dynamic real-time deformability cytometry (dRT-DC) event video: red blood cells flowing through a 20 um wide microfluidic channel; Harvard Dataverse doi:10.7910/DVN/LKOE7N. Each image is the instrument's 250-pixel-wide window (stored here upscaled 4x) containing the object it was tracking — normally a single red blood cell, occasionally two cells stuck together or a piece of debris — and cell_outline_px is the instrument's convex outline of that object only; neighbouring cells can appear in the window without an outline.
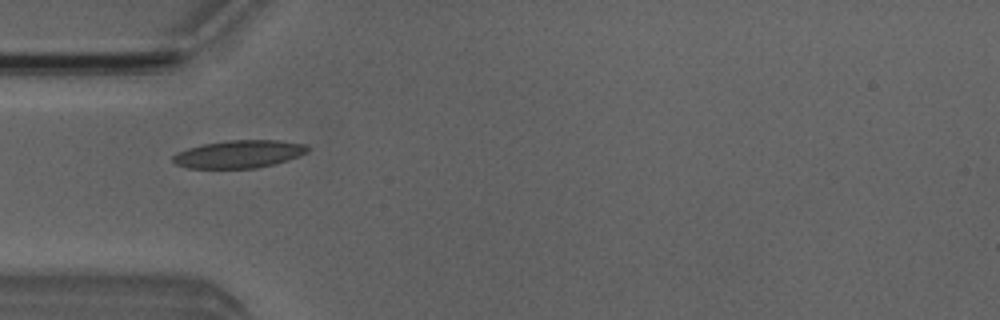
{"species": "Egyptian fruit bat (a non-hibernating species)", "species_latin": "Rousettus aegyptiacus", "temperature_condition": "room temperature", "stored_images_in_passage": 7, "camera_frame_rate_fps": 3000, "um_per_image_px": 0.085, "animal": {"sex": "male"}, "frame": {"image": 1, "passage_image": 4, "time_ms": 4.333, "image_size_px": [1000, 320], "cell_outline_px": [[308, 152], [300, 156], [288, 160], [256, 168], [188, 168], [176, 164], [172, 160], [172, 156], [176, 152], [200, 144], [228, 140], [280, 140], [304, 144], [308, 148]], "centroid_in_image_um": [20.29, 13.09], "position_along_channel_um": 64.7, "area_um2": 21.85}}